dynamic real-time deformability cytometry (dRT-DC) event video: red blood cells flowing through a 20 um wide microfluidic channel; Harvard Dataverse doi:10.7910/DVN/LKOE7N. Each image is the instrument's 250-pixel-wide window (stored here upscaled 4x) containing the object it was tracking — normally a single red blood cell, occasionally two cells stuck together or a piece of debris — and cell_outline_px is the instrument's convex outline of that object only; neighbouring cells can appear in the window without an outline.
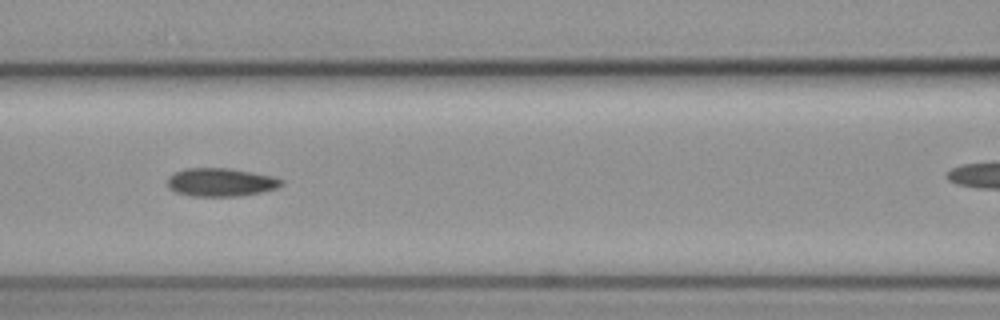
{"species": "common noctule bat (a hibernating species)", "species_latin": "Nyctalus noctula", "temperature_condition": "cold", "stored_images_in_passage": 10, "camera_frame_rate_fps": 3000, "um_per_image_px": 0.085, "animal": {"sex": "female", "body_mass_g": 19.3, "forearm_length_mm": 54.1}, "frame": {"image": 1, "passage_image": 6, "time_ms": 1.667, "image_size_px": [1000, 320], "cell_outline_px": [[284, 184], [276, 188], [260, 192], [240, 196], [192, 196], [176, 192], [168, 188], [168, 176], [184, 168], [228, 168], [272, 176], [284, 180]], "centroid_in_image_um": [18.75, 15.49], "position_along_channel_um": 147.8, "area_um2": 18.73}}
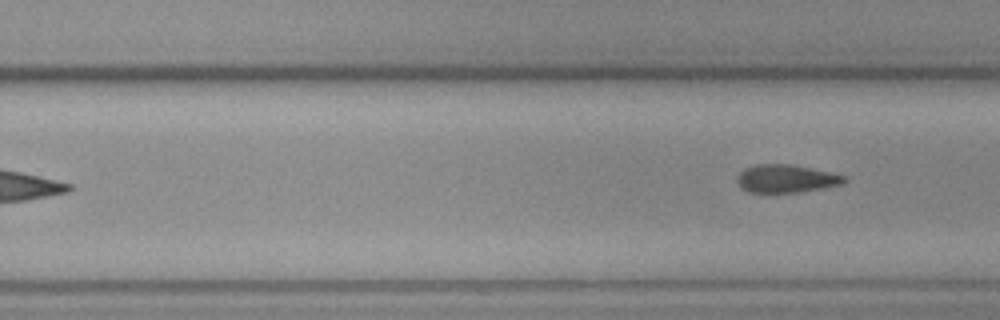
{"frame": {"image": 2, "passage_image": 10, "time_ms": 3.0, "image_size_px": [1000, 320], "cell_outline_px": [[848, 180], [844, 184], [800, 192], [748, 192], [740, 188], [736, 180], [736, 176], [744, 168], [756, 164], [788, 164], [848, 176]], "centroid_in_image_um": [66.8, 15.19], "position_along_channel_um": 263.0, "area_um2": 17.51}}